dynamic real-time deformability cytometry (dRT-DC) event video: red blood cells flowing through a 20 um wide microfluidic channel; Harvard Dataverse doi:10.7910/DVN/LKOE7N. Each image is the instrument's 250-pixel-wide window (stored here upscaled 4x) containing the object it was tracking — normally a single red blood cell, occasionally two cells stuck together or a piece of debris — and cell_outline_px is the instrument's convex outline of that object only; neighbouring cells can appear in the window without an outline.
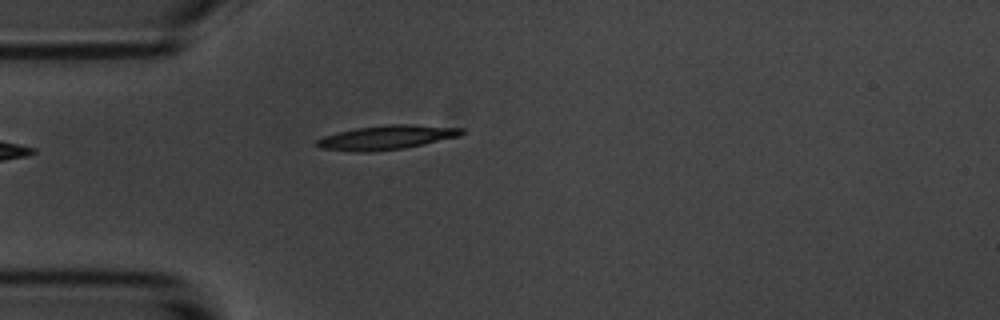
{"species": "common noctule bat (a hibernating species)", "species_latin": "Nyctalus noctula", "temperature_condition": "room temperature", "stored_images_in_passage": 41, "camera_frame_rate_fps": 3000, "um_per_image_px": 0.085, "animal": {"sex": "male", "body_mass_g": 20.1, "forearm_length_mm": 53.5}, "frame": {"image": 1, "passage_image": 1, "time_ms": 0.0, "image_size_px": [1000, 320], "cell_outline_px": [[464, 132], [460, 136], [404, 148], [368, 152], [360, 152], [320, 148], [316, 144], [316, 140], [324, 136], [336, 132], [356, 128], [388, 124], [408, 124], [464, 128]], "centroid_in_image_um": [32.85, 11.67], "position_along_channel_um": 52.1, "area_um2": 20.29}}
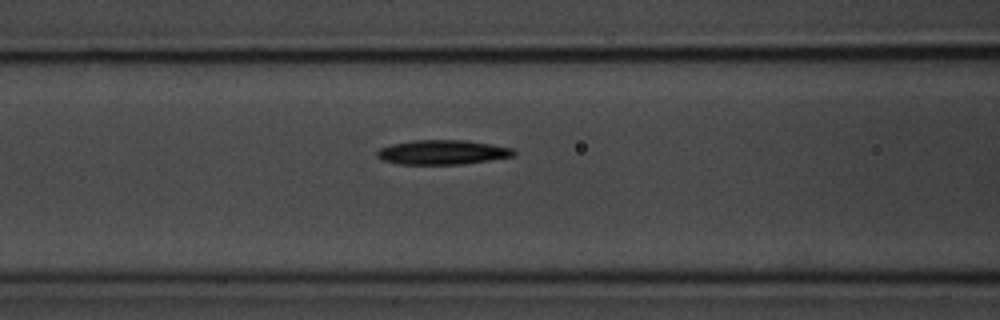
{"frame": {"image": 2, "passage_image": 8, "time_ms": 2.333, "image_size_px": [1000, 320], "cell_outline_px": [[516, 156], [460, 164], [400, 164], [380, 160], [376, 156], [376, 152], [380, 148], [392, 144], [412, 140], [464, 140], [512, 148], [516, 152]], "centroid_in_image_um": [37.57, 12.94], "position_along_channel_um": 129.0, "area_um2": 19.42}}
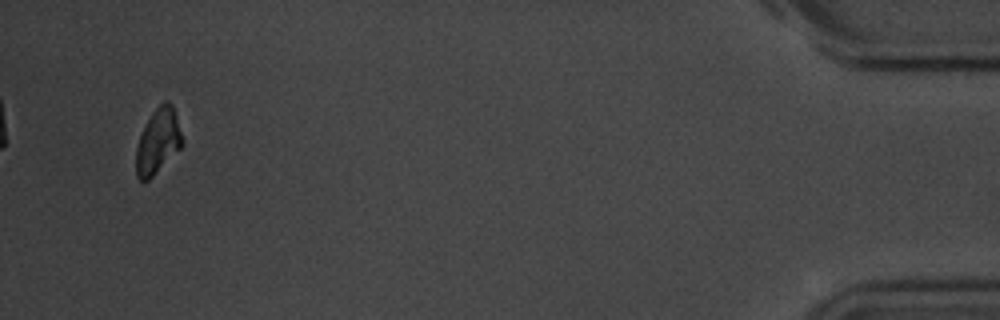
{"frame": {"image": 3, "passage_image": 39, "time_ms": 12.667, "image_size_px": [1000, 320], "cell_outline_px": [[184, 144], [148, 180], [140, 180], [136, 176], [136, 148], [140, 136], [152, 112], [164, 100], [168, 100], [172, 104], [184, 140]], "centroid_in_image_um": [13.44, 11.99], "position_along_channel_um": 421.8, "area_um2": 17.22}, "authors_computed_cell_mechanics": {"area_um2": 19.3052, "velocity_mm_per_s": 3.6127, "shape_relaxation_time_tau1_ms": 2.2677, "shape_relaxation_time_tau2_ms": null, "deformation_change_tau1": 0.136, "deformation_change_tau2": null}}